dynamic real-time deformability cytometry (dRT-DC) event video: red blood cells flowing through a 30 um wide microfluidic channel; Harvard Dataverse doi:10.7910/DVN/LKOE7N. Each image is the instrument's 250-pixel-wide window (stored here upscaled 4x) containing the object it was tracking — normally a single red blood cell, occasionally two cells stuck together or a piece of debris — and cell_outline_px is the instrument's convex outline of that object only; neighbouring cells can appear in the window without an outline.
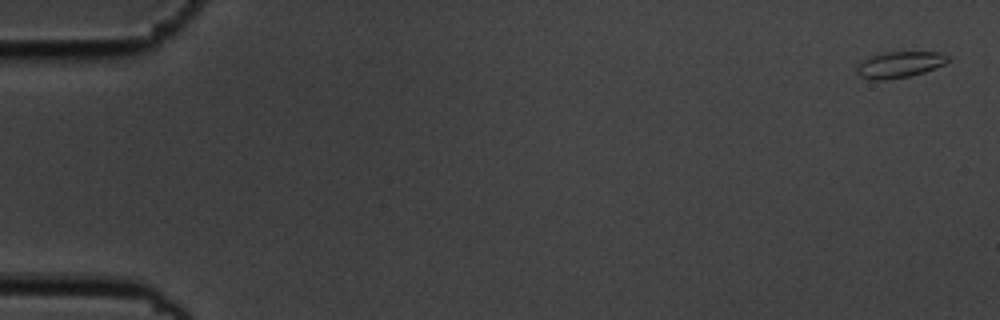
{"species": "common noctule bat (a hibernating species)", "species_latin": "Nyctalus noctula", "temperature_condition": "cold", "stored_images_in_passage": 3, "camera_frame_rate_fps": 3000, "um_per_image_px": 0.085, "animal": {"sex": "male", "body_mass_g": 19.5, "forearm_length_mm": 54.6}, "frame": {"image": 1, "passage_image": 1, "time_ms": 0.0, "image_size_px": [1000, 320], "cell_outline_px": [[952, 60], [944, 64], [924, 72], [908, 76], [884, 80], [876, 80], [860, 76], [856, 72], [856, 64], [872, 56], [888, 52], [940, 52], [948, 56]], "centroid_in_image_um": [76.48, 5.49], "position_along_channel_um": 8.5, "area_um2": 13.76}}